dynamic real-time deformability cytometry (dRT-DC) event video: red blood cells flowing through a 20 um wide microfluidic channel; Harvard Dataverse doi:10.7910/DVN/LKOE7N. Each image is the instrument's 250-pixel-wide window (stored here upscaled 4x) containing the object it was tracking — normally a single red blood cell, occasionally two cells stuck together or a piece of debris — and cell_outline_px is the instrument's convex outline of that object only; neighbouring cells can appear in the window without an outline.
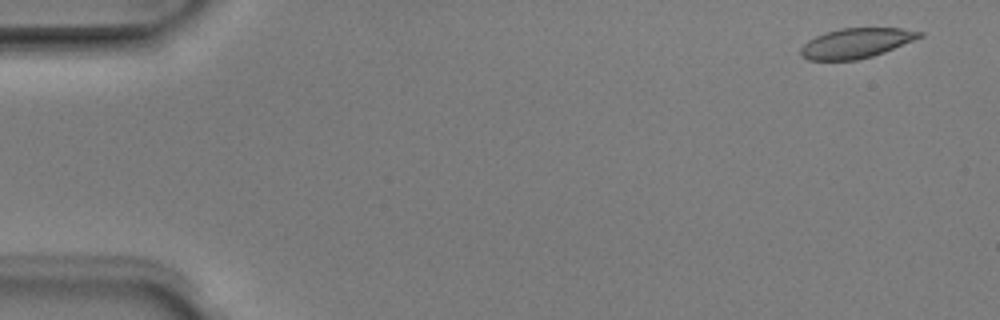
{"species": "Egyptian fruit bat (a non-hibernating species)", "species_latin": "Rousettus aegyptiacus", "temperature_condition": "room temperature", "stored_images_in_passage": 5, "camera_frame_rate_fps": 3000, "um_per_image_px": 0.085, "animal": {"sex": "male"}, "frame": {"image": 1, "passage_image": 1, "time_ms": 0.0, "image_size_px": [1000, 320], "cell_outline_px": [[924, 36], [884, 52], [872, 56], [856, 60], [808, 60], [800, 52], [800, 48], [808, 40], [816, 36], [840, 28], [900, 28], [924, 32]], "centroid_in_image_um": [72.79, 3.66], "position_along_channel_um": 12.2, "area_um2": 20.52}}